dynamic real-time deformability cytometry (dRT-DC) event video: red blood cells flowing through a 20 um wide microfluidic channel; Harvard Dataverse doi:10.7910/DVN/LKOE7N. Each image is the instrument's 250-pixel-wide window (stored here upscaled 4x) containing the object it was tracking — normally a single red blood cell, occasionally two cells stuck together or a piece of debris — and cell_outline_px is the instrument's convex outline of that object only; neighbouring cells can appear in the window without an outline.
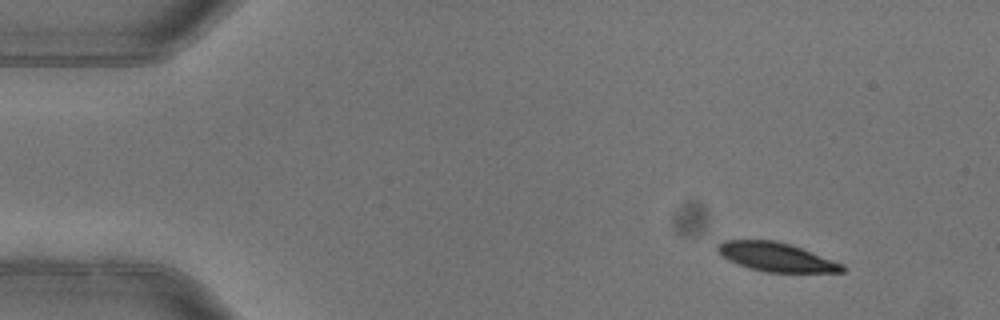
{"species": "common noctule bat (a hibernating species)", "species_latin": "Nyctalus noctula", "temperature_condition": "warm", "stored_images_in_passage": 6, "camera_frame_rate_fps": 3000, "um_per_image_px": 0.085, "animal": {"sex": "female"}, "frame": {"image": 1, "passage_image": 1, "time_ms": 0.0, "image_size_px": [1000, 320], "cell_outline_px": [[844, 272], [768, 272], [748, 268], [728, 260], [716, 252], [716, 244], [724, 240], [776, 240], [792, 244], [844, 264]], "centroid_in_image_um": [65.95, 21.83], "position_along_channel_um": 19.1, "area_um2": 21.15}}
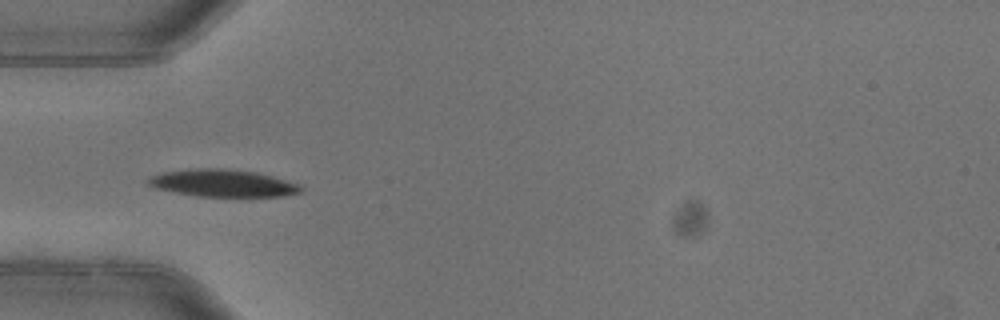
{"frame": {"image": 2, "passage_image": 4, "time_ms": 1.0, "image_size_px": [1000, 320], "cell_outline_px": [[304, 188], [300, 192], [284, 196], [196, 196], [156, 188], [148, 184], [148, 180], [152, 176], [164, 172], [200, 168], [220, 168], [256, 172], [272, 176], [300, 184]], "centroid_in_image_um": [18.99, 15.57], "position_along_channel_um": 66.0, "area_um2": 23.93}}
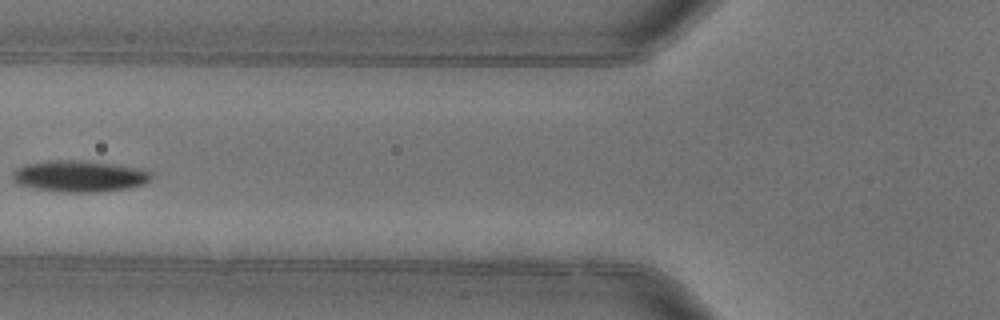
{"frame": {"image": 3, "passage_image": 5, "time_ms": 1.333, "image_size_px": [1000, 320], "cell_outline_px": [[156, 176], [152, 180], [144, 184], [128, 188], [96, 192], [60, 192], [36, 188], [16, 184], [12, 180], [12, 172], [16, 168], [24, 164], [52, 160], [80, 160], [144, 168], [152, 172]], "centroid_in_image_um": [6.79, 14.97], "position_along_channel_um": 119.0, "area_um2": 25.78}}